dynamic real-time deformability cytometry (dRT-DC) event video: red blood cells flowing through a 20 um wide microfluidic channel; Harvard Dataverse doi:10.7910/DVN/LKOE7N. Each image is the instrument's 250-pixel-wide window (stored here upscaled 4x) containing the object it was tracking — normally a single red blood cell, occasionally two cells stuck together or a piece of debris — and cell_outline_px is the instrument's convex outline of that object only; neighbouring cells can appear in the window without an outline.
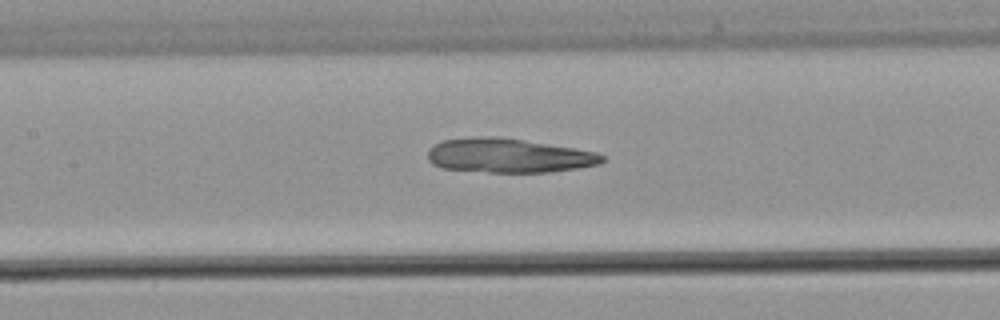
{"species": "common noctule bat (a hibernating species)", "species_latin": "Nyctalus noctula", "temperature_condition": "warm", "stored_images_in_passage": 43, "camera_frame_rate_fps": 3000, "um_per_image_px": 0.085, "animal": {"sex": "male", "body_mass_g": 21.5, "forearm_length_mm": 52.0}, "frame": {"image": 1, "passage_image": 19, "time_ms": 6.0, "image_size_px": [1000, 320], "cell_outline_px": [[604, 160], [600, 164], [576, 168], [548, 172], [488, 172], [444, 168], [432, 164], [428, 160], [428, 152], [436, 144], [444, 140], [472, 136], [492, 136], [524, 140], [576, 148], [596, 152], [604, 156]], "centroid_in_image_um": [43.24, 13.22], "position_along_channel_um": 164.2, "area_um2": 34.62}}
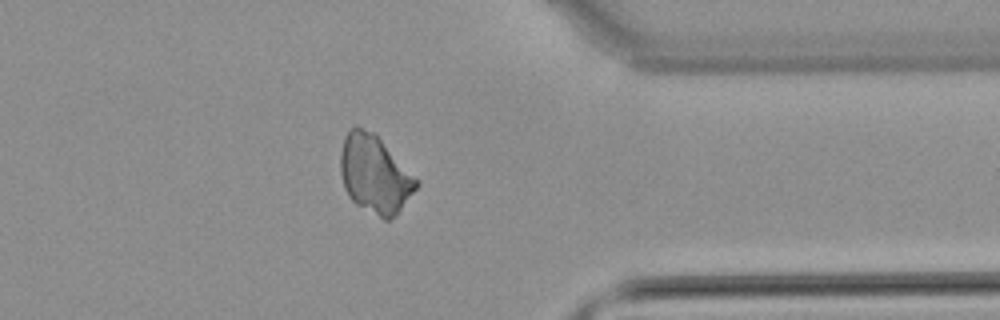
{"frame": {"image": 2, "passage_image": 34, "time_ms": 11.0, "image_size_px": [1000, 320], "cell_outline_px": [[420, 184], [400, 208], [388, 220], [384, 220], [356, 204], [348, 196], [344, 188], [340, 172], [340, 156], [344, 136], [352, 128], [360, 128], [376, 132], [420, 180]], "centroid_in_image_um": [31.87, 14.78], "position_along_channel_um": 379.5, "area_um2": 34.56}}